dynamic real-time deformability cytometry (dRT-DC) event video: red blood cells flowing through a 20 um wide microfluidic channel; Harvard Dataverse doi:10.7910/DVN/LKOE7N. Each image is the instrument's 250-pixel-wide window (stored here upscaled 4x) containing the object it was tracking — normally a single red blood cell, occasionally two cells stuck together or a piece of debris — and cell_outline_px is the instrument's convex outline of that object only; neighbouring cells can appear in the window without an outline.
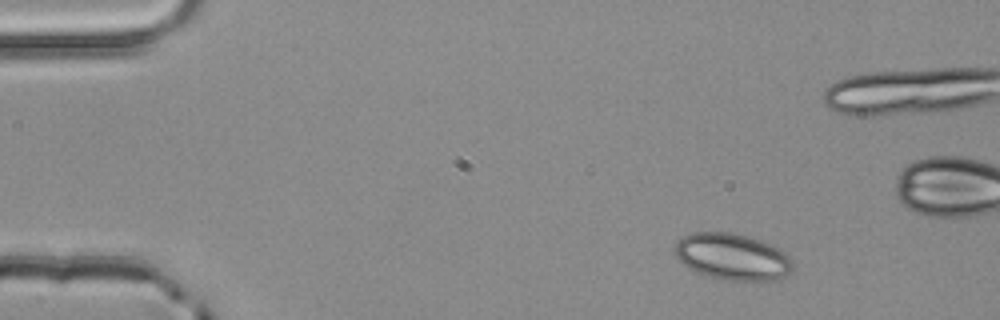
{"species": "common noctule bat (a hibernating species)", "species_latin": "Nyctalus noctula", "temperature_condition": "room temperature", "stored_images_in_passage": 5, "camera_frame_rate_fps": 3000, "um_per_image_px": 0.085, "animal": {"sex": "male", "body_mass_g": 20.4}, "frame": {"image": 1, "passage_image": 1, "time_ms": 0.0, "image_size_px": [1000, 320], "cell_outline_px": [[792, 268], [784, 276], [776, 280], [764, 284], [716, 280], [704, 276], [696, 272], [684, 264], [672, 252], [672, 248], [676, 240], [692, 232], [732, 232], [748, 236], [772, 244], [784, 252], [792, 260]], "centroid_in_image_um": [62.24, 21.87], "position_along_channel_um": 22.8, "area_um2": 33.23}}
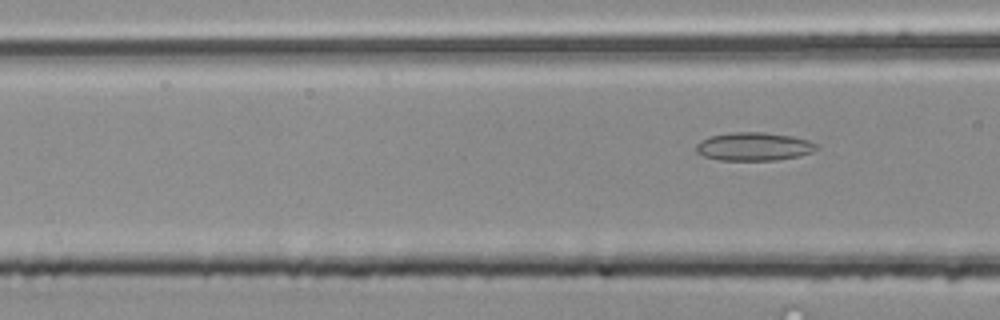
{"frame": {"image": 2, "passage_image": 5, "time_ms": 1.333, "image_size_px": [1000, 320], "cell_outline_px": [[820, 148], [812, 152], [800, 156], [776, 160], [720, 160], [704, 156], [696, 152], [696, 144], [700, 140], [708, 136], [732, 132], [764, 132], [792, 136], [808, 140], [816, 144]], "centroid_in_image_um": [64.07, 12.45], "position_along_channel_um": 102.5, "area_um2": 20.0}}